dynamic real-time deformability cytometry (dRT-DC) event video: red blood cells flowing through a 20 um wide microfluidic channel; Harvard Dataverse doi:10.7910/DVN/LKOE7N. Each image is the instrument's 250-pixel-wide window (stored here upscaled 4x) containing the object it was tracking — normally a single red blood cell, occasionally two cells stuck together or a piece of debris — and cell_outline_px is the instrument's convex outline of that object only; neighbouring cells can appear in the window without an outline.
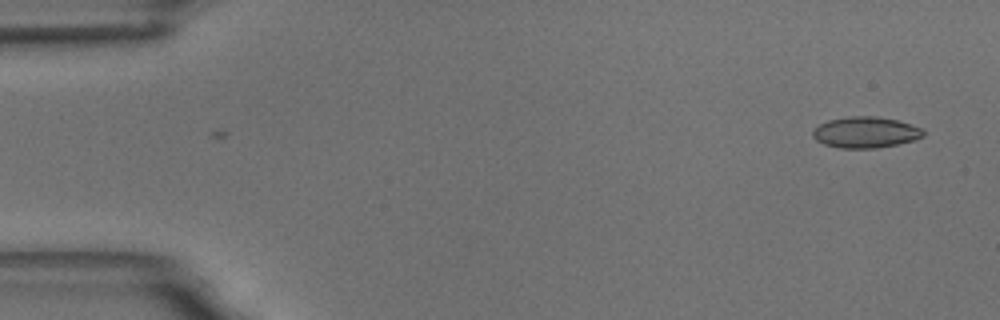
{"species": "common noctule bat (a hibernating species)", "species_latin": "Nyctalus noctula", "temperature_condition": "room temperature", "stored_images_in_passage": 8, "camera_frame_rate_fps": 3000, "um_per_image_px": 0.085, "animal": {"sex": "male", "body_mass_g": 18.8}, "frame": {"image": 1, "passage_image": 8, "time_ms": 2.333, "image_size_px": [1000, 320], "cell_outline_px": [[924, 136], [916, 140], [876, 148], [840, 148], [824, 144], [816, 140], [812, 136], [812, 132], [820, 124], [828, 120], [848, 116], [876, 116], [896, 120], [920, 128], [924, 132]], "centroid_in_image_um": [73.55, 11.25], "position_along_channel_um": 11.4, "area_um2": 19.88}}